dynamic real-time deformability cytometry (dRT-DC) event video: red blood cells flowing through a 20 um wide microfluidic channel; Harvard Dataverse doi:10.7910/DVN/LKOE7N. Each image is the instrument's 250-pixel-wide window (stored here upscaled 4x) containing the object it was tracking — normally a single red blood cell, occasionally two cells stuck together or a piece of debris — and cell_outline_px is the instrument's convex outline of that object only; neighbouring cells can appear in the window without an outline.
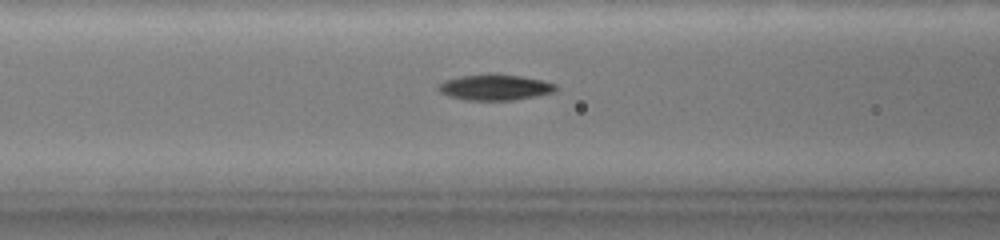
{"species": "common noctule bat (a hibernating species)", "species_latin": "Nyctalus noctula", "temperature_condition": "warm", "stored_images_in_passage": 61, "camera_frame_rate_fps": 3000, "um_per_image_px": 0.085, "animal": {"sex": "female", "body_mass_g": 19.0, "forearm_length_mm": 51.5}, "frame": {"image": 1, "passage_image": 26, "time_ms": 7.333, "image_size_px": [1000, 240], "cell_outline_px": [[556, 88], [552, 92], [512, 100], [472, 100], [452, 96], [444, 92], [440, 88], [440, 84], [448, 80], [464, 76], [520, 76], [540, 80], [556, 84]], "centroid_in_image_um": [42.15, 7.45], "position_along_channel_um": 124.5, "area_um2": 16.18}}
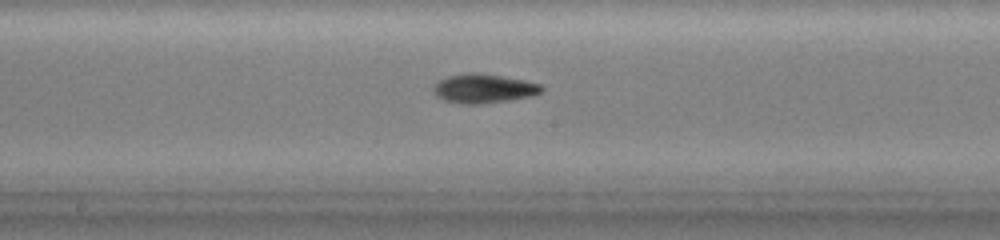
{"frame": {"image": 2, "passage_image": 34, "time_ms": 9.667, "image_size_px": [1000, 240], "cell_outline_px": [[544, 88], [540, 92], [528, 96], [504, 100], [444, 100], [436, 92], [436, 84], [440, 80], [448, 76], [500, 76], [540, 84]], "centroid_in_image_um": [41.22, 7.5], "position_along_channel_um": 207.0, "area_um2": 15.61}}
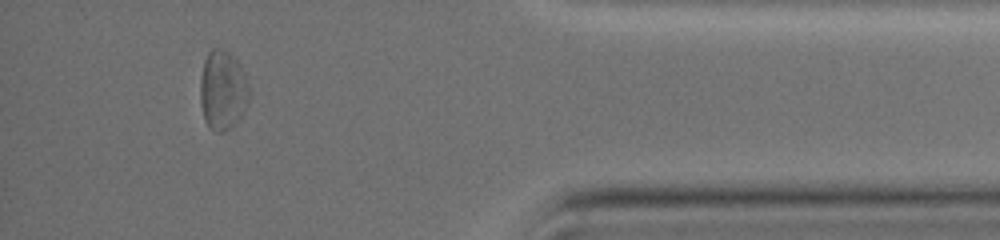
{"frame": {"image": 3, "passage_image": 57, "time_ms": 16.333, "image_size_px": [1000, 240], "cell_outline_px": [[248, 104], [240, 120], [232, 128], [220, 132], [216, 132], [204, 120], [200, 104], [200, 80], [204, 60], [208, 52], [212, 48], [220, 48], [228, 52], [240, 64], [244, 72], [248, 84]], "centroid_in_image_um": [18.93, 7.68], "position_along_channel_um": 416.3, "area_um2": 22.89}}